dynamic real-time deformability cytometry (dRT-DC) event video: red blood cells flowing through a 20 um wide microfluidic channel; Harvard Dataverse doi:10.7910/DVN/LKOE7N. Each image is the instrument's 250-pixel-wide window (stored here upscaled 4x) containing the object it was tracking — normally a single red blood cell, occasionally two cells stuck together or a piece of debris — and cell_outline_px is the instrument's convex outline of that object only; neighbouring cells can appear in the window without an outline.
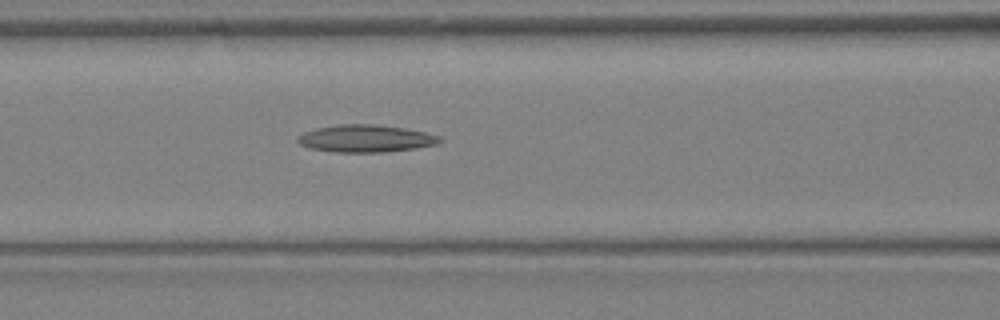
{"species": "Egyptian fruit bat (a non-hibernating species)", "species_latin": "Rousettus aegyptiacus", "temperature_condition": "warm", "stored_images_in_passage": 22, "camera_frame_rate_fps": 3000, "um_per_image_px": 0.085, "animal": {"sex": "female"}, "frame": {"image": 1, "passage_image": 14, "time_ms": 4.333, "image_size_px": [1000, 320], "cell_outline_px": [[444, 140], [436, 144], [416, 148], [384, 152], [336, 152], [308, 148], [300, 144], [296, 140], [296, 136], [304, 132], [316, 128], [340, 124], [368, 124], [404, 128], [424, 132], [440, 136]], "centroid_in_image_um": [31.05, 11.78], "position_along_channel_um": 135.5, "area_um2": 22.6}}
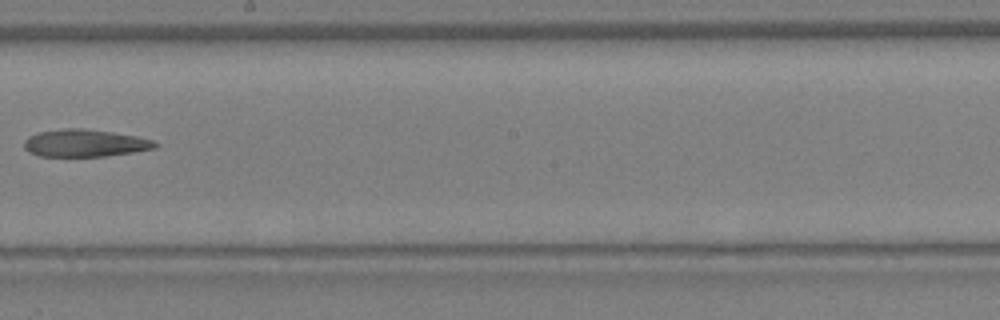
{"frame": {"image": 2, "passage_image": 19, "time_ms": 6.0, "image_size_px": [1000, 320], "cell_outline_px": [[160, 144], [156, 148], [132, 152], [104, 156], [40, 156], [28, 152], [24, 148], [24, 140], [28, 136], [36, 132], [64, 128], [84, 128], [112, 132], [136, 136], [152, 140]], "centroid_in_image_um": [7.18, 12.15], "position_along_channel_um": 241.0, "area_um2": 20.98}}
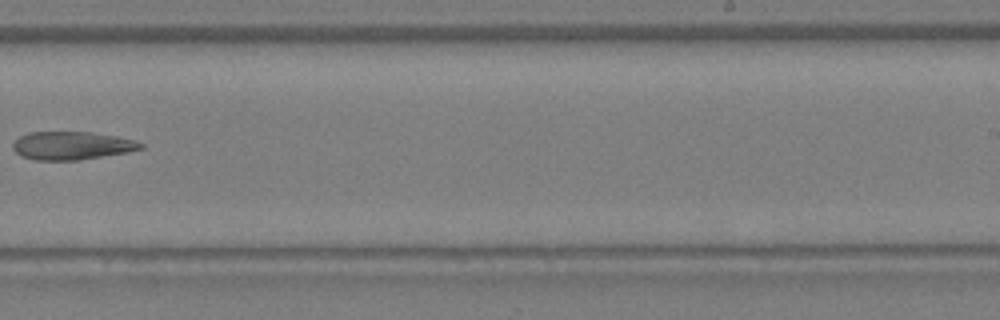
{"frame": {"image": 3, "passage_image": 21, "time_ms": 6.667, "image_size_px": [1000, 320], "cell_outline_px": [[144, 148], [128, 152], [80, 160], [36, 160], [20, 156], [12, 148], [12, 144], [20, 136], [28, 132], [92, 132], [116, 136], [136, 140], [144, 144]], "centroid_in_image_um": [6.12, 12.38], "position_along_channel_um": 282.9, "area_um2": 21.1}}